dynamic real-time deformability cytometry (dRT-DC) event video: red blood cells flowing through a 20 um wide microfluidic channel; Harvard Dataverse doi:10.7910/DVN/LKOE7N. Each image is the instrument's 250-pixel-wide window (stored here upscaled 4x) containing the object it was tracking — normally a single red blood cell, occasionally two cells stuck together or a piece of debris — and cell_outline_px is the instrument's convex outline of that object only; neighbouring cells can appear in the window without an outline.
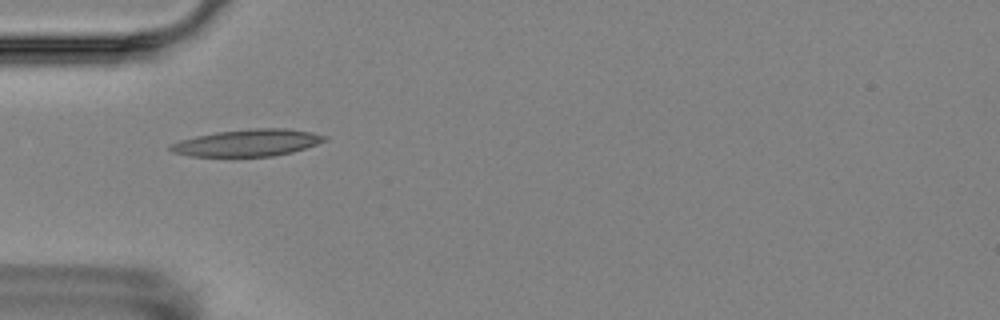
{"species": "Egyptian fruit bat (a non-hibernating species)", "species_latin": "Rousettus aegyptiacus", "temperature_condition": "room temperature", "stored_images_in_passage": 1, "camera_frame_rate_fps": 3000, "um_per_image_px": 0.085, "animal": {"sex": "female"}, "frame": {"image": 1, "passage_image": 1, "time_ms": 0.0, "image_size_px": [1000, 320], "cell_outline_px": [[328, 140], [292, 152], [272, 156], [192, 156], [172, 152], [168, 148], [168, 144], [180, 140], [196, 136], [216, 132], [248, 128], [288, 128], [312, 132], [328, 136]], "centroid_in_image_um": [21.04, 12.12], "position_along_channel_um": 64.0, "area_um2": 24.28}}